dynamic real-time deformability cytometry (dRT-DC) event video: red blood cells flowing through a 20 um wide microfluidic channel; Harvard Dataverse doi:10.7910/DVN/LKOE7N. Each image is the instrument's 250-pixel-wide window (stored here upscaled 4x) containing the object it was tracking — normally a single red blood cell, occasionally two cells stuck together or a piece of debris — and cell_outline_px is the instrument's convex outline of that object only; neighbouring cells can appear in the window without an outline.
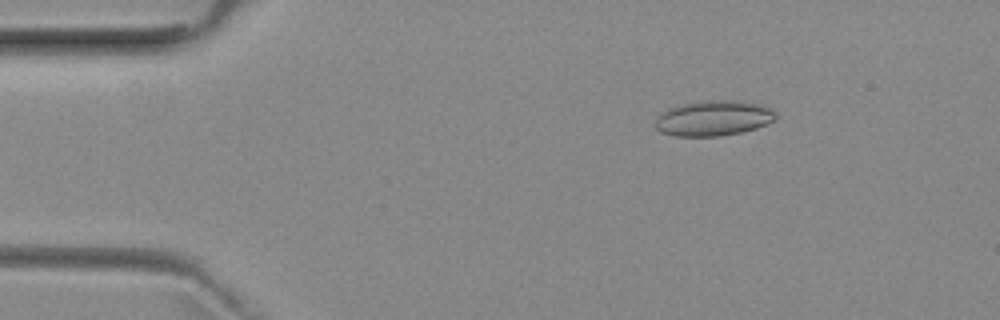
{"species": "common noctule bat (a hibernating species)", "species_latin": "Nyctalus noctula", "temperature_condition": "room temperature", "stored_images_in_passage": 49, "camera_frame_rate_fps": 3000, "um_per_image_px": 0.085, "animal": {"sex": "female", "body_mass_g": 29.2, "forearm_length_mm": 56.3}, "frame": {"image": 1, "passage_image": 5, "time_ms": 1.333, "image_size_px": [1000, 320], "cell_outline_px": [[776, 120], [756, 128], [740, 132], [720, 136], [676, 136], [660, 132], [656, 128], [656, 120], [660, 112], [668, 108], [684, 104], [704, 100], [732, 100], [760, 104], [772, 108], [776, 112]], "centroid_in_image_um": [60.66, 10.04], "position_along_channel_um": 24.3, "area_um2": 24.85}}
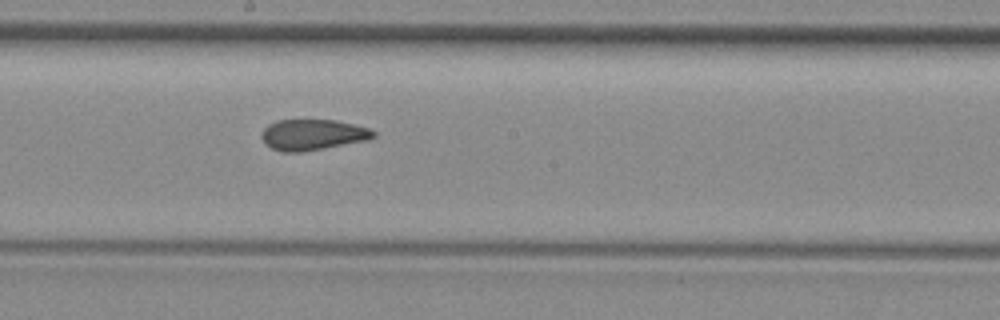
{"frame": {"image": 2, "passage_image": 25, "time_ms": 8.0, "image_size_px": [1000, 320], "cell_outline_px": [[376, 136], [368, 140], [304, 152], [280, 152], [264, 144], [260, 136], [264, 128], [268, 124], [276, 120], [336, 120], [368, 128], [376, 132]], "centroid_in_image_um": [26.55, 11.46], "position_along_channel_um": 221.7, "area_um2": 20.29}}
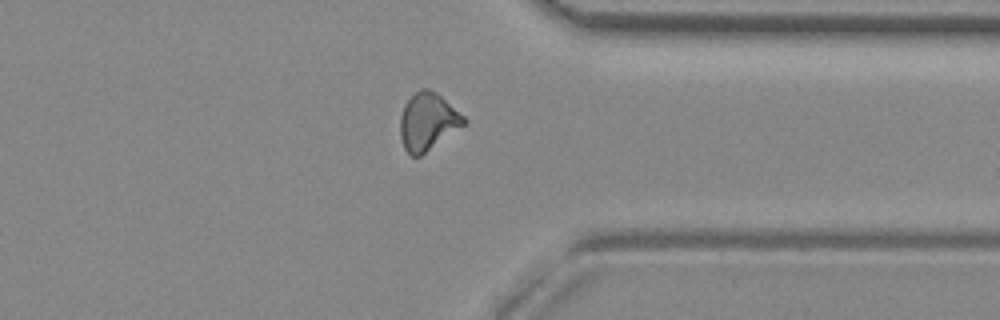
{"frame": {"image": 3, "passage_image": 37, "time_ms": 12.0, "image_size_px": [1000, 320], "cell_outline_px": [[468, 124], [420, 156], [412, 156], [404, 148], [400, 136], [400, 116], [404, 104], [420, 88], [428, 88], [436, 92], [464, 116], [468, 120]], "centroid_in_image_um": [36.38, 10.34], "position_along_channel_um": 375.0, "area_um2": 21.44}, "authors_computed_cell_mechanics": {"area_um2": 20.6924, "velocity_mm_per_s": 3.9795, "shape_relaxation_time_tau1_ms": null, "shape_relaxation_time_tau2_ms": 1.8298, "deformation_change_tau1": null, "deformation_change_tau2": 0.0923}}